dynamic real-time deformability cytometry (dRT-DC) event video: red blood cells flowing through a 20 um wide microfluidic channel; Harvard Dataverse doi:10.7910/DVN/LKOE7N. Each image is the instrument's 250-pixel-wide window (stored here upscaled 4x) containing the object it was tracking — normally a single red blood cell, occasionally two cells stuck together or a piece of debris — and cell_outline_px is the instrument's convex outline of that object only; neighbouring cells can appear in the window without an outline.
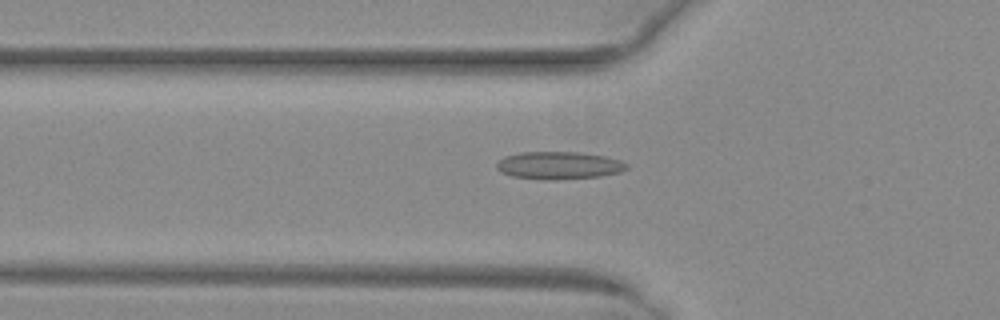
{"species": "common noctule bat (a hibernating species)", "species_latin": "Nyctalus noctula", "temperature_condition": "warm", "stored_images_in_passage": 39, "camera_frame_rate_fps": 3000, "um_per_image_px": 0.085, "animal": {"sex": "female", "body_mass_g": 29.2, "forearm_length_mm": 56.3}, "frame": {"image": 1, "passage_image": 6, "time_ms": 1.667, "image_size_px": [1000, 320], "cell_outline_px": [[628, 168], [620, 172], [600, 176], [556, 180], [544, 180], [512, 176], [500, 172], [496, 168], [496, 164], [504, 156], [520, 152], [580, 152], [604, 156], [620, 160], [628, 164]], "centroid_in_image_um": [47.49, 14.06], "position_along_channel_um": 78.3, "area_um2": 21.04}}
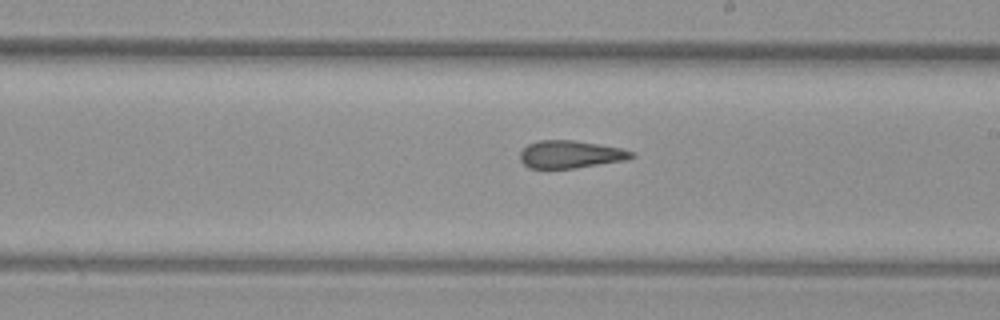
{"frame": {"image": 2, "passage_image": 18, "time_ms": 5.667, "image_size_px": [1000, 320], "cell_outline_px": [[636, 156], [628, 160], [576, 168], [528, 168], [520, 160], [520, 152], [528, 144], [540, 140], [572, 140], [620, 148], [632, 152]], "centroid_in_image_um": [48.49, 13.13], "position_along_channel_um": 240.5, "area_um2": 17.86}}
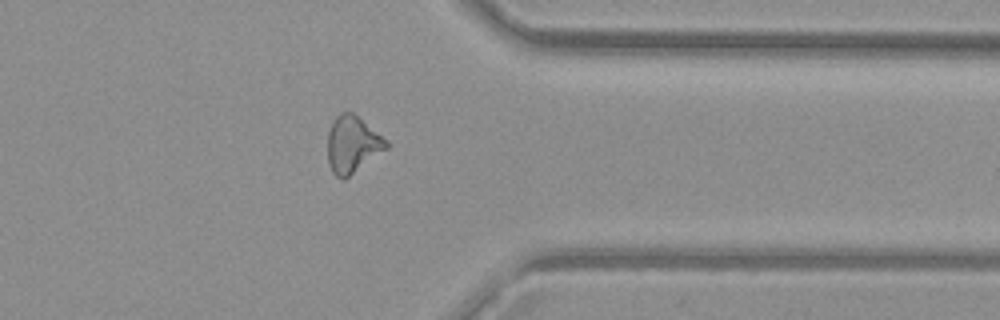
{"frame": {"image": 3, "passage_image": 29, "time_ms": 9.333, "image_size_px": [1000, 320], "cell_outline_px": [[388, 148], [344, 180], [340, 180], [332, 172], [328, 164], [328, 132], [332, 120], [340, 112], [352, 112], [388, 140]], "centroid_in_image_um": [29.94, 12.29], "position_along_channel_um": 381.5, "area_um2": 19.54}, "authors_computed_cell_mechanics": {"area_um2": 18.6694, "velocity_mm_per_s": 4.0452, "shape_relaxation_time_tau1_ms": null, "shape_relaxation_time_tau2_ms": 1.9686, "deformation_change_tau1": null, "deformation_change_tau2": 0.1082}}